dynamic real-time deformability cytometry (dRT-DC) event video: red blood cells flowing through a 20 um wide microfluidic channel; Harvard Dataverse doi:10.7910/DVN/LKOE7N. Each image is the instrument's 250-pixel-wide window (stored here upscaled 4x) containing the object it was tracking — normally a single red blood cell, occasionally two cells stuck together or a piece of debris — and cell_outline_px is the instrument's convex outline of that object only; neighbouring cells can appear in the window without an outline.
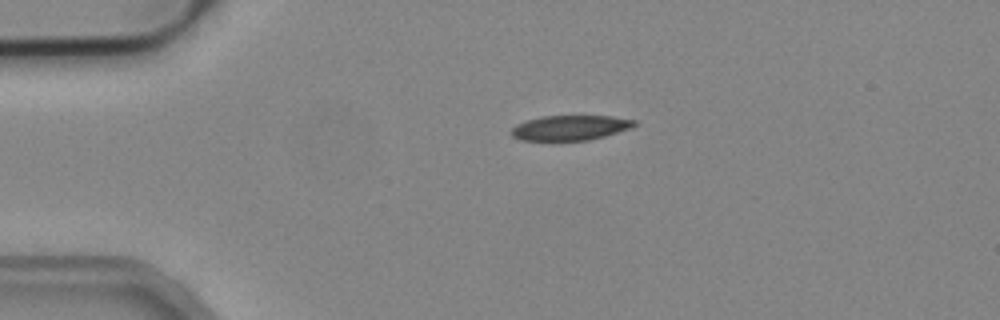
{"species": "common noctule bat (a hibernating species)", "species_latin": "Nyctalus noctula", "temperature_condition": "cold", "stored_images_in_passage": 3, "segment_of_instrument_passage": [1, 2], "camera_frame_rate_fps": 3000, "um_per_image_px": 0.085, "animal": {"sex": "male", "body_mass_g": 19.2, "forearm_length_mm": 51.8}, "frame": {"image": 1, "passage_image": 1, "time_ms": 0.0, "image_size_px": [1000, 320], "cell_outline_px": [[636, 124], [632, 128], [604, 136], [588, 140], [520, 140], [512, 136], [508, 132], [516, 124], [528, 120], [544, 116], [612, 116], [636, 120]], "centroid_in_image_um": [48.46, 10.86], "position_along_channel_um": 36.5, "area_um2": 17.86}}